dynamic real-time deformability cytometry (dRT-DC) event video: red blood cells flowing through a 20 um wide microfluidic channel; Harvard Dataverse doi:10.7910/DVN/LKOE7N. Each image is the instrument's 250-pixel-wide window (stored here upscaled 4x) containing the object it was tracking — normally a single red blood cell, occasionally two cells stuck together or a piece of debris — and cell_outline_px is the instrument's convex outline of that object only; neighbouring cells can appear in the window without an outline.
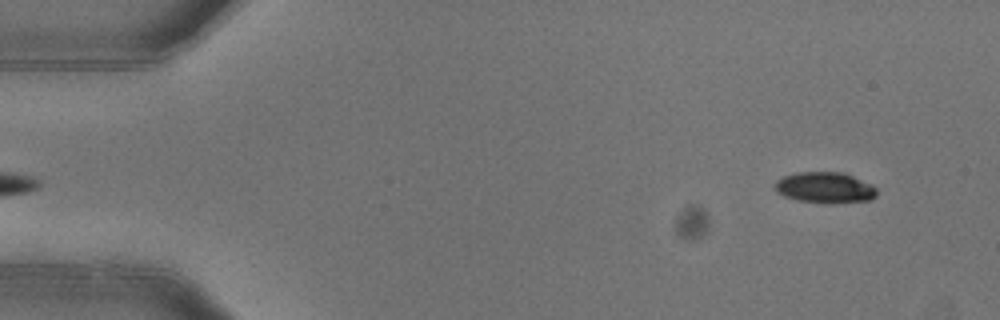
{"species": "common noctule bat (a hibernating species)", "species_latin": "Nyctalus noctula", "temperature_condition": "warm", "stored_images_in_passage": 5, "segment_of_instrument_passage": [2, 2], "camera_frame_rate_fps": 3000, "um_per_image_px": 0.085, "animal": {"sex": "female"}, "frame": {"image": 1, "passage_image": 5, "time_ms": 1.333, "image_size_px": [1000, 320], "cell_outline_px": [[876, 196], [872, 200], [832, 204], [796, 200], [784, 196], [776, 192], [776, 180], [784, 176], [796, 172], [844, 172], [872, 184], [876, 188]], "centroid_in_image_um": [70.15, 15.95], "position_along_channel_um": 14.9, "area_um2": 18.61}}